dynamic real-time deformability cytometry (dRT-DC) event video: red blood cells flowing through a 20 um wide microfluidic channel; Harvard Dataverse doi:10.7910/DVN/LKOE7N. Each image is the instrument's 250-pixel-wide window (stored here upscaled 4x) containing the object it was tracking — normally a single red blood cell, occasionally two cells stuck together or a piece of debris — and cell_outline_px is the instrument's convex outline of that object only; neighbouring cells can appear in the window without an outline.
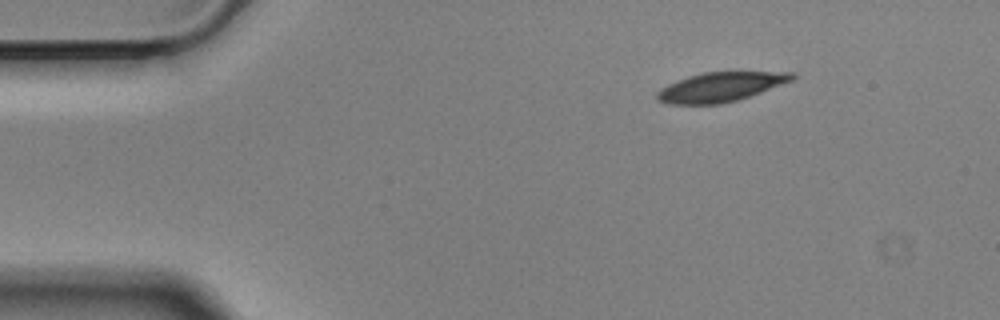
{"species": "Egyptian fruit bat (a non-hibernating species)", "species_latin": "Rousettus aegyptiacus", "temperature_condition": "cold", "stored_images_in_passage": 50, "camera_frame_rate_fps": 3000, "um_per_image_px": 0.085, "animal": {"sex": "male"}, "frame": {"image": 1, "passage_image": 1, "time_ms": 0.0, "image_size_px": [1000, 320], "cell_outline_px": [[796, 76], [792, 80], [760, 92], [736, 100], [720, 104], [668, 104], [656, 100], [656, 92], [660, 88], [668, 84], [688, 76], [704, 72], [792, 72]], "centroid_in_image_um": [61.18, 7.39], "position_along_channel_um": 23.8, "area_um2": 22.89}}
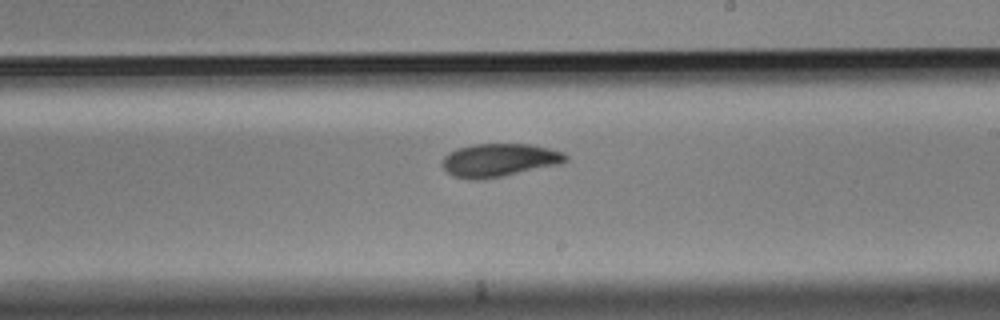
{"frame": {"image": 2, "passage_image": 26, "time_ms": 8.333, "image_size_px": [1000, 320], "cell_outline_px": [[568, 160], [560, 164], [504, 176], [476, 180], [472, 180], [452, 176], [440, 164], [444, 156], [448, 152], [456, 148], [472, 144], [532, 144], [564, 152], [568, 156]], "centroid_in_image_um": [42.42, 13.61], "position_along_channel_um": 246.6, "area_um2": 24.1}}
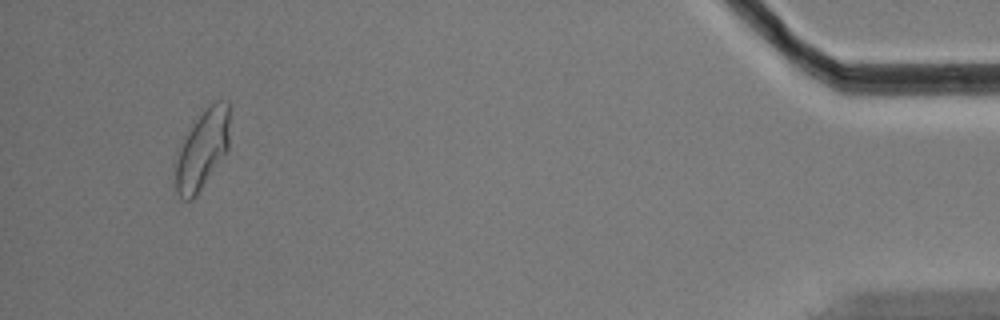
{"frame": {"image": 3, "passage_image": 47, "time_ms": 15.333, "image_size_px": [1000, 320], "cell_outline_px": [[228, 152], [196, 196], [192, 200], [184, 200], [176, 192], [176, 160], [180, 140], [192, 120], [208, 104], [216, 100], [228, 100]], "centroid_in_image_um": [17.17, 12.66], "position_along_channel_um": 418.0, "area_um2": 25.72}, "authors_computed_cell_mechanics": {"area_um2": 23.8136, "velocity_mm_per_s": 3.4965, "shape_relaxation_time_tau1_ms": 4.2121, "shape_relaxation_time_tau2_ms": 10.0471, "deformation_change_tau1": 0.1306, "deformation_change_tau2": 0.1538}}